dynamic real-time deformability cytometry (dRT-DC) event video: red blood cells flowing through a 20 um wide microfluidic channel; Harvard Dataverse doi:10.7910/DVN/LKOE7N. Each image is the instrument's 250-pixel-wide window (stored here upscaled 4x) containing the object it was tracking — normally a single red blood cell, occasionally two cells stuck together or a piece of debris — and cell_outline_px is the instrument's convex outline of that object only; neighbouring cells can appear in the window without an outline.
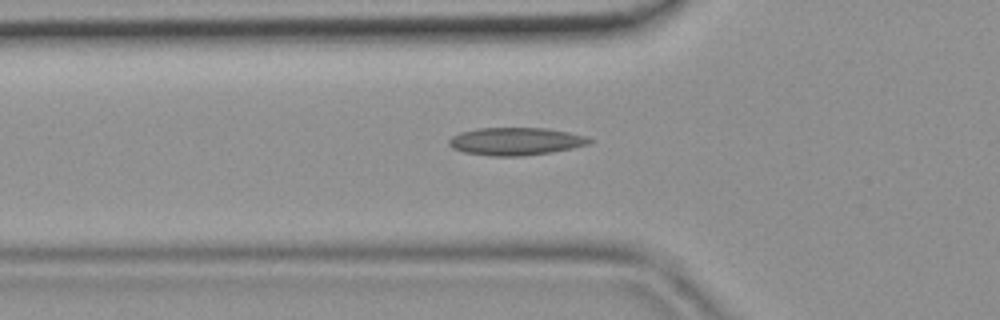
{"species": "common noctule bat (a hibernating species)", "species_latin": "Nyctalus noctula", "temperature_condition": "room temperature", "stored_images_in_passage": 43, "camera_frame_rate_fps": 3000, "um_per_image_px": 0.085, "animal": {"sex": "female", "body_mass_g": 19.9}, "frame": {"image": 1, "passage_image": 14, "time_ms": 4.333, "image_size_px": [1000, 320], "cell_outline_px": [[592, 144], [552, 152], [524, 156], [488, 156], [464, 152], [452, 148], [448, 144], [448, 140], [452, 136], [460, 132], [476, 128], [548, 128], [588, 136], [592, 140]], "centroid_in_image_um": [43.85, 12.01], "position_along_channel_um": 82.0, "area_um2": 22.95}}
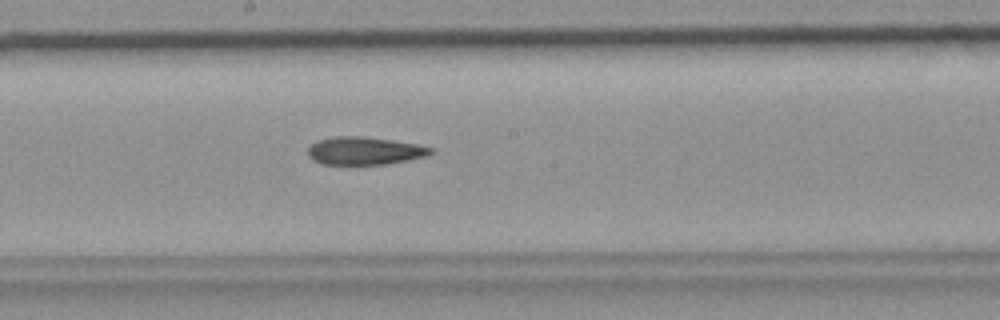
{"frame": {"image": 2, "passage_image": 23, "time_ms": 7.333, "image_size_px": [1000, 320], "cell_outline_px": [[436, 152], [428, 156], [384, 164], [324, 164], [312, 160], [308, 156], [308, 148], [316, 140], [336, 136], [364, 136], [392, 140], [416, 144], [436, 148]], "centroid_in_image_um": [31.02, 12.81], "position_along_channel_um": 217.2, "area_um2": 20.06}}
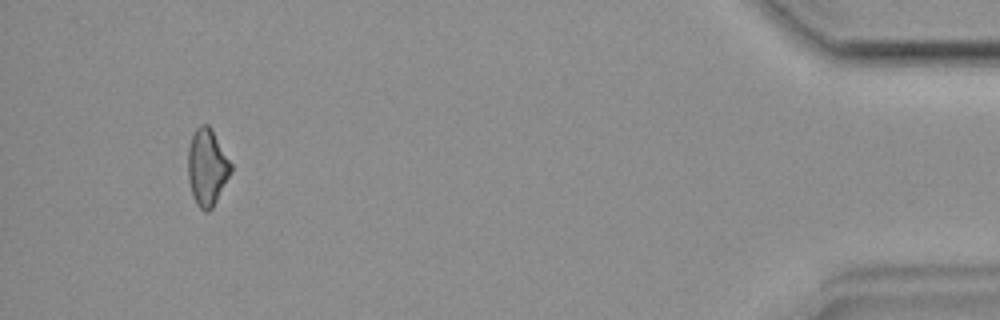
{"frame": {"image": 3, "passage_image": 41, "time_ms": 13.333, "image_size_px": [1000, 320], "cell_outline_px": [[232, 172], [212, 208], [208, 212], [204, 212], [196, 204], [192, 196], [188, 180], [188, 148], [192, 136], [196, 128], [200, 124], [208, 124], [232, 164]], "centroid_in_image_um": [17.59, 14.24], "position_along_channel_um": 417.6, "area_um2": 19.19}}